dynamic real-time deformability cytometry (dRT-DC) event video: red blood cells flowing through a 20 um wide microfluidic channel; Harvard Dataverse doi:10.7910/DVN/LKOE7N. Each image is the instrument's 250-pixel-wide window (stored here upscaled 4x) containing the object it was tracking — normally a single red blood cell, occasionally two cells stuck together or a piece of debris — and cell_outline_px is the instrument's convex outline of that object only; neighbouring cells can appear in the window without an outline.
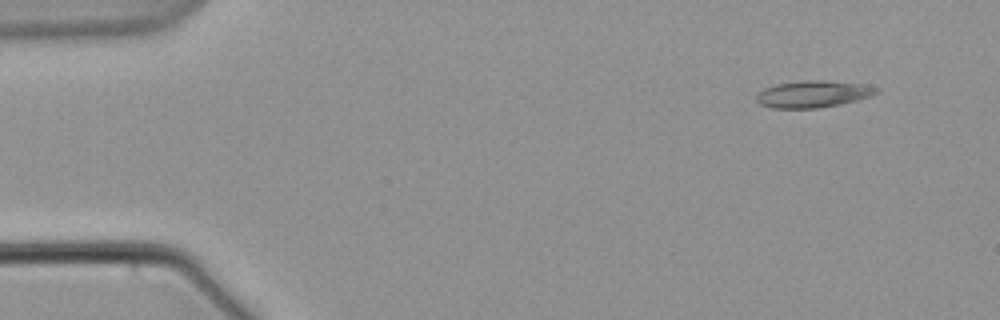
{"species": "common noctule bat (a hibernating species)", "species_latin": "Nyctalus noctula", "temperature_condition": "warm", "stored_images_in_passage": 7, "camera_frame_rate_fps": 3000, "um_per_image_px": 0.085, "animal": {"sex": "male", "body_mass_g": 21.5, "forearm_length_mm": 52.0}, "frame": {"image": 1, "passage_image": 1, "time_ms": 0.0, "image_size_px": [1000, 320], "cell_outline_px": [[880, 92], [872, 96], [840, 104], [816, 108], [772, 108], [760, 104], [756, 100], [756, 96], [764, 88], [776, 84], [804, 80], [824, 80], [860, 84], [880, 88]], "centroid_in_image_um": [69.12, 7.99], "position_along_channel_um": 15.9, "area_um2": 18.73}}
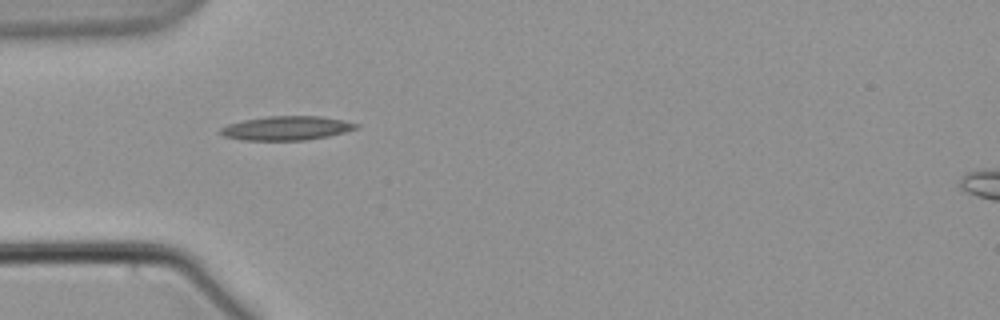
{"frame": {"image": 2, "passage_image": 5, "time_ms": 4.667, "image_size_px": [1000, 320], "cell_outline_px": [[360, 128], [328, 136], [304, 140], [244, 140], [224, 136], [220, 132], [220, 128], [228, 124], [244, 120], [268, 116], [320, 116], [344, 120], [360, 124]], "centroid_in_image_um": [24.4, 10.89], "position_along_channel_um": 60.6, "area_um2": 18.96}}
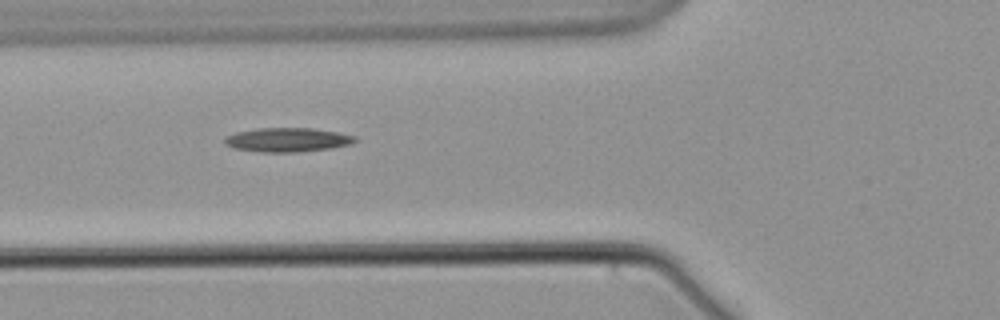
{"frame": {"image": 3, "passage_image": 6, "time_ms": 6.0, "image_size_px": [1000, 320], "cell_outline_px": [[356, 140], [352, 144], [332, 148], [296, 152], [264, 152], [232, 148], [224, 144], [224, 140], [228, 136], [236, 132], [260, 128], [312, 128], [336, 132], [356, 136]], "centroid_in_image_um": [24.44, 11.89], "position_along_channel_um": 101.4, "area_um2": 18.21}}